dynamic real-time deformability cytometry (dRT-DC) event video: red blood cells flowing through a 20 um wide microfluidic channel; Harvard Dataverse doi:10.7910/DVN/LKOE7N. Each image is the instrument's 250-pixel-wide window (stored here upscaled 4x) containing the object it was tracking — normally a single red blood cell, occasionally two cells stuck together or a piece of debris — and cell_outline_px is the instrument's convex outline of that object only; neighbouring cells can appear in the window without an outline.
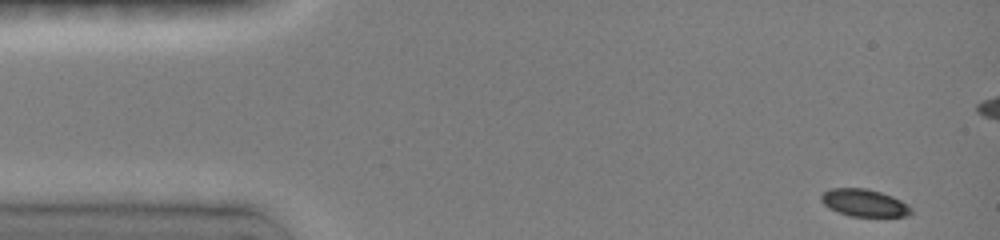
{"species": "common noctule bat (a hibernating species)", "species_latin": "Nyctalus noctula", "temperature_condition": "room temperature", "stored_images_in_passage": 15, "camera_frame_rate_fps": 3000, "um_per_image_px": 0.085, "animal": {"sex": "female", "body_mass_g": 19.0, "forearm_length_mm": 51.5}, "frame": {"image": 1, "passage_image": 1, "time_ms": 0.0, "image_size_px": [1000, 240], "cell_outline_px": [[912, 212], [908, 216], [848, 216], [828, 208], [820, 200], [820, 196], [824, 192], [832, 188], [868, 188], [892, 196], [900, 200], [912, 208]], "centroid_in_image_um": [73.44, 17.24], "position_along_channel_um": 11.6, "area_um2": 14.33}}
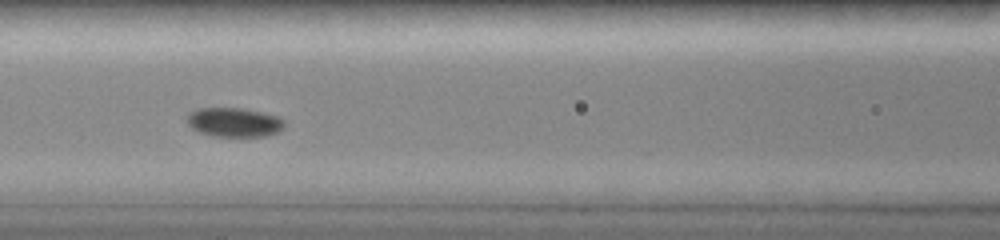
{"frame": {"image": 2, "passage_image": 11, "time_ms": 6.0, "image_size_px": [1000, 240], "cell_outline_px": [[284, 124], [280, 132], [264, 136], [212, 136], [200, 132], [192, 128], [188, 124], [188, 112], [196, 108], [240, 108], [260, 112], [276, 116], [284, 120]], "centroid_in_image_um": [19.88, 10.39], "position_along_channel_um": 146.7, "area_um2": 16.47}}